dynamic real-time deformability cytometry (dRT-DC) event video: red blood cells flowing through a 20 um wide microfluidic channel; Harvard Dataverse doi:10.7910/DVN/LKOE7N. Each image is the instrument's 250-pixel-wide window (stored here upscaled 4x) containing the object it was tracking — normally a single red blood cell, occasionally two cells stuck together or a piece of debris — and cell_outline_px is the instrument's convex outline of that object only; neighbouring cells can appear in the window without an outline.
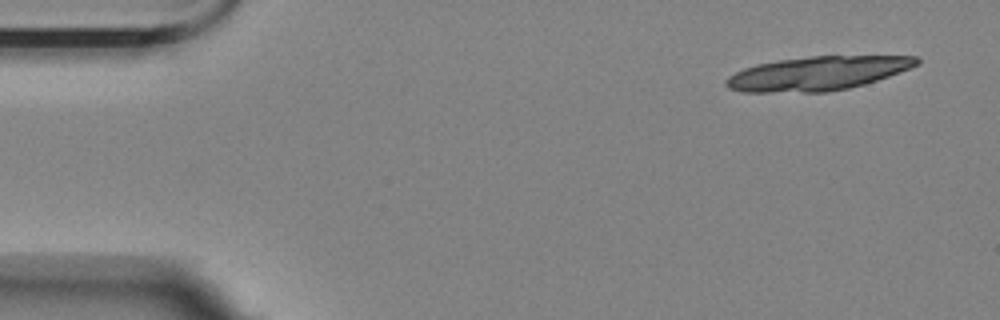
{"species": "Egyptian fruit bat (a non-hibernating species)", "species_latin": "Rousettus aegyptiacus", "temperature_condition": "room temperature", "stored_images_in_passage": 5, "camera_frame_rate_fps": 3000, "um_per_image_px": 0.085, "animal": {"sex": "female"}, "frame": {"image": 1, "passage_image": 1, "time_ms": 0.0, "image_size_px": [1000, 320], "cell_outline_px": [[920, 64], [888, 76], [864, 84], [848, 88], [828, 92], [744, 92], [728, 88], [724, 84], [724, 80], [728, 76], [744, 68], [756, 64], [776, 60], [812, 56], [916, 56], [920, 60]], "centroid_in_image_um": [69.45, 6.24], "position_along_channel_um": 15.6, "area_um2": 37.63}}